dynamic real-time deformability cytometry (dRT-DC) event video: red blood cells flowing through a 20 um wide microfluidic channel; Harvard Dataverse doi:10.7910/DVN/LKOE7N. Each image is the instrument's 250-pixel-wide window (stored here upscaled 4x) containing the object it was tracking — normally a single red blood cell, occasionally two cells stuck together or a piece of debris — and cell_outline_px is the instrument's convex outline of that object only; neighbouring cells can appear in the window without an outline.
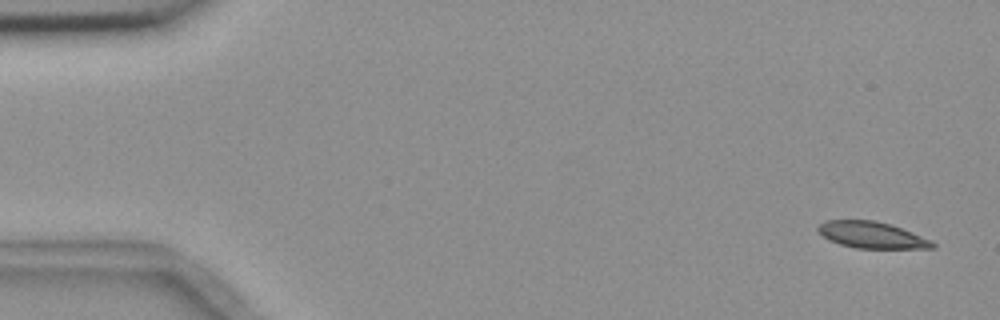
{"species": "common noctule bat (a hibernating species)", "species_latin": "Nyctalus noctula", "temperature_condition": "room temperature", "stored_images_in_passage": 5, "camera_frame_rate_fps": 3000, "um_per_image_px": 0.085, "animal": {"sex": "female", "body_mass_g": 18.4}, "frame": {"image": 1, "passage_image": 1, "time_ms": 0.0, "image_size_px": [1000, 320], "cell_outline_px": [[936, 248], [856, 248], [840, 244], [828, 240], [816, 228], [824, 220], [872, 220], [892, 224], [932, 240], [936, 244]], "centroid_in_image_um": [74.12, 19.97], "position_along_channel_um": 10.9, "area_um2": 17.69}}